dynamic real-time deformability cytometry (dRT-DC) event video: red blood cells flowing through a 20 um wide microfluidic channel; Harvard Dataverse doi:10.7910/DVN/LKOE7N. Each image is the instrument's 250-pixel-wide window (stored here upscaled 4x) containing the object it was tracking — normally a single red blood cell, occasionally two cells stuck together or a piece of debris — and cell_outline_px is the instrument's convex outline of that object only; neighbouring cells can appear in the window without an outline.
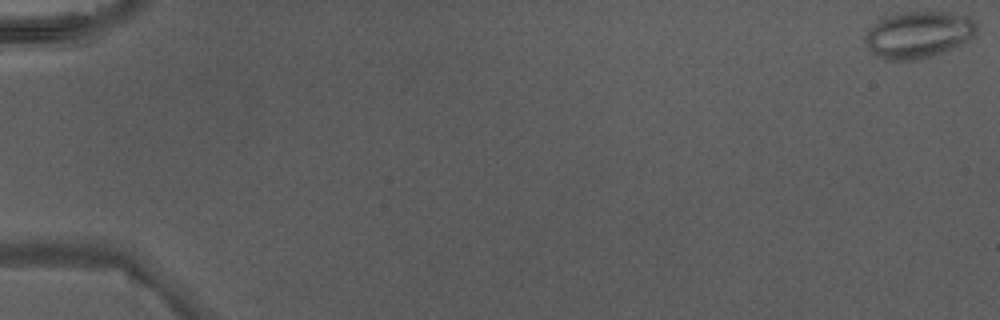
{"species": "Egyptian fruit bat (a non-hibernating species)", "species_latin": "Rousettus aegyptiacus", "temperature_condition": "warm", "stored_images_in_passage": 48, "camera_frame_rate_fps": 3000, "um_per_image_px": 0.085, "animal": {"sex": "male"}, "frame": {"image": 1, "passage_image": 1, "time_ms": 0.0, "image_size_px": [1000, 320], "cell_outline_px": [[976, 32], [964, 44], [916, 60], [884, 60], [872, 52], [868, 48], [864, 40], [864, 36], [880, 20], [888, 16], [900, 12], [948, 12], [968, 16], [976, 24]], "centroid_in_image_um": [78.07, 2.94], "position_along_channel_um": 6.9, "area_um2": 29.94}}
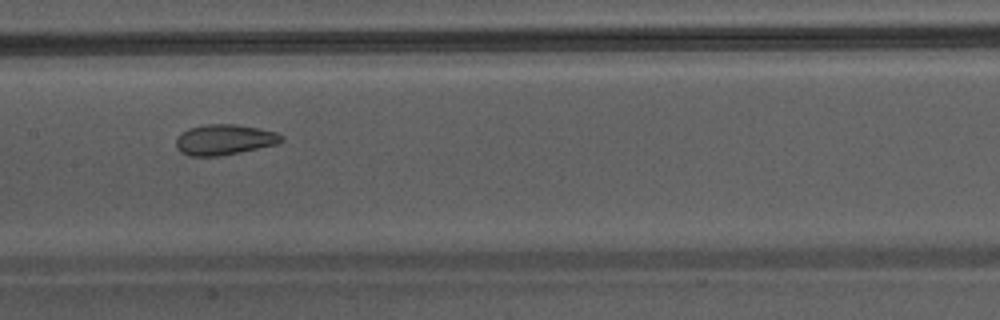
{"frame": {"image": 2, "passage_image": 26, "time_ms": 8.333, "image_size_px": [1000, 320], "cell_outline_px": [[284, 140], [276, 144], [240, 152], [220, 156], [188, 156], [180, 152], [176, 148], [176, 136], [188, 128], [208, 124], [236, 124], [276, 132], [284, 136]], "centroid_in_image_um": [19.03, 11.87], "position_along_channel_um": 188.4, "area_um2": 18.79}}
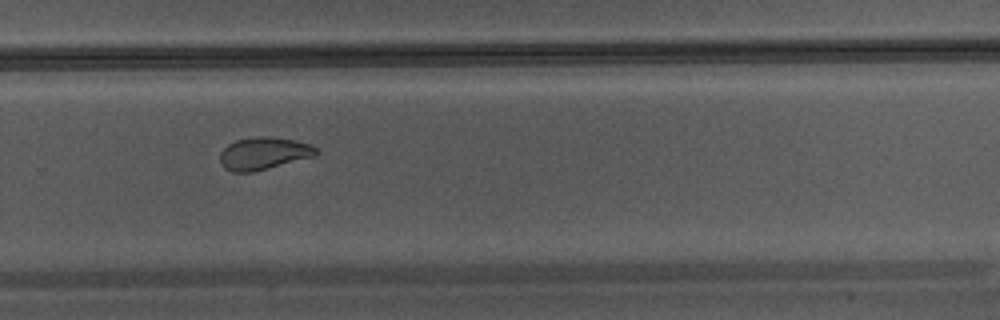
{"frame": {"image": 3, "passage_image": 34, "time_ms": 11.0, "image_size_px": [1000, 320], "cell_outline_px": [[320, 152], [316, 156], [252, 172], [232, 172], [224, 168], [220, 164], [220, 152], [228, 144], [236, 140], [256, 136], [268, 136], [292, 140], [312, 144]], "centroid_in_image_um": [22.41, 13.04], "position_along_channel_um": 307.4, "area_um2": 18.26}}